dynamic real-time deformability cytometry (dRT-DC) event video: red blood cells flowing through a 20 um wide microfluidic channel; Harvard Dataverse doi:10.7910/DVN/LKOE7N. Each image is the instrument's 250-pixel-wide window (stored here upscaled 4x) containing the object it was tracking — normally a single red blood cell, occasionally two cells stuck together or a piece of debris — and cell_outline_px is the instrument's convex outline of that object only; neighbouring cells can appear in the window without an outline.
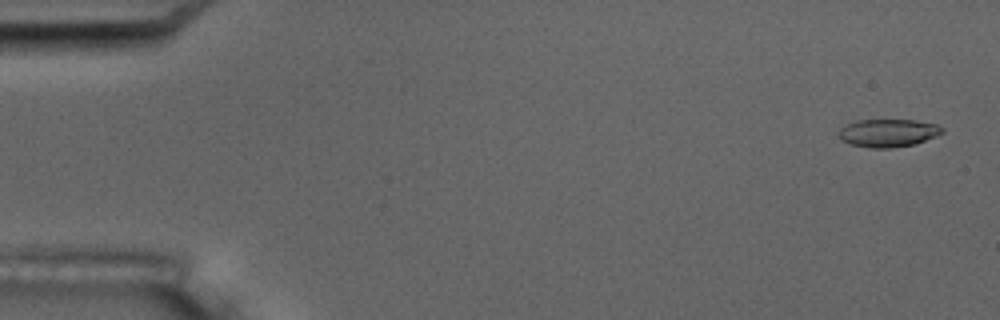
{"species": "common noctule bat (a hibernating species)", "species_latin": "Nyctalus noctula", "temperature_condition": "room temperature", "stored_images_in_passage": 6, "camera_frame_rate_fps": 3000, "um_per_image_px": 0.085, "animal": {"sex": "male", "body_mass_g": 17.5, "forearm_length_mm": 52.3}, "frame": {"image": 1, "passage_image": 1, "time_ms": 0.0, "image_size_px": [1000, 320], "cell_outline_px": [[944, 132], [936, 136], [916, 144], [888, 148], [868, 148], [852, 144], [840, 140], [836, 132], [840, 128], [856, 120], [916, 120], [936, 124], [944, 128]], "centroid_in_image_um": [75.47, 11.3], "position_along_channel_um": 9.5, "area_um2": 16.99}}